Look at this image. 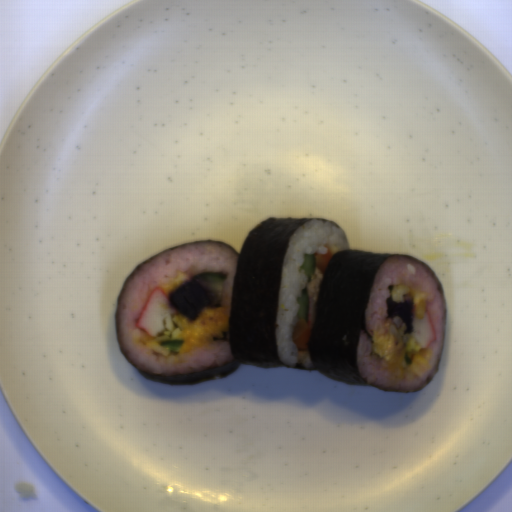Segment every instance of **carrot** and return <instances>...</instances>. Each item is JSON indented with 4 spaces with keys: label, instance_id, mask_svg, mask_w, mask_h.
Returning a JSON list of instances; mask_svg holds the SVG:
<instances>
[{
    "label": "carrot",
    "instance_id": "2",
    "mask_svg": "<svg viewBox=\"0 0 512 512\" xmlns=\"http://www.w3.org/2000/svg\"><path fill=\"white\" fill-rule=\"evenodd\" d=\"M315 255V267L319 269L321 274H325L327 267L333 257L332 251L330 247H327V253L326 254H320L318 252L314 253Z\"/></svg>",
    "mask_w": 512,
    "mask_h": 512
},
{
    "label": "carrot",
    "instance_id": "1",
    "mask_svg": "<svg viewBox=\"0 0 512 512\" xmlns=\"http://www.w3.org/2000/svg\"><path fill=\"white\" fill-rule=\"evenodd\" d=\"M313 328H310L309 322L306 320H300L296 322L292 334V341L299 349H308L310 342L311 332Z\"/></svg>",
    "mask_w": 512,
    "mask_h": 512
}]
</instances>
